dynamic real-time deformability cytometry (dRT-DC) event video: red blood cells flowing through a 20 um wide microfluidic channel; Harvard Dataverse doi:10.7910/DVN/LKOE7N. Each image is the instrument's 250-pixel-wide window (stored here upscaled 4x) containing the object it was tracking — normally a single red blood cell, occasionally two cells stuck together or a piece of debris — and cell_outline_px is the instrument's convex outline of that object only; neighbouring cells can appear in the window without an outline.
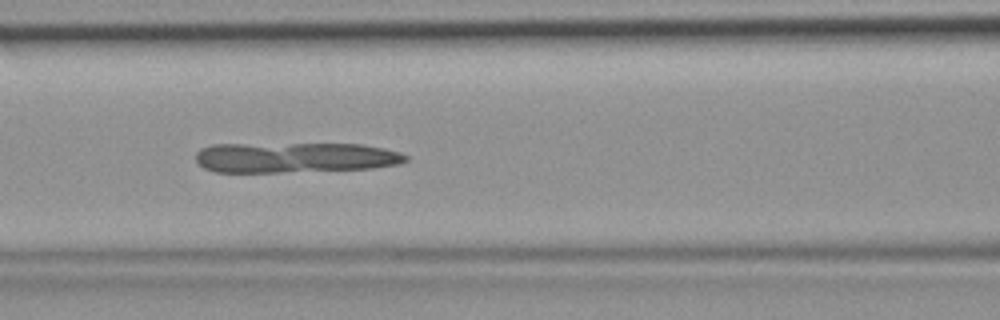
{"species": "common noctule bat (a hibernating species)", "species_latin": "Nyctalus noctula", "temperature_condition": "room temperature", "stored_images_in_passage": 33, "camera_frame_rate_fps": 3000, "um_per_image_px": 0.085, "animal": {"sex": "female", "body_mass_g": 19.9}, "frame": {"image": 1, "passage_image": 6, "time_ms": 1.667, "image_size_px": [1000, 320], "cell_outline_px": [[408, 160], [400, 164], [372, 168], [280, 172], [216, 172], [204, 168], [196, 160], [196, 152], [200, 148], [212, 144], [364, 144], [384, 148], [400, 152], [408, 156]], "centroid_in_image_um": [25.08, 13.38], "position_along_channel_um": 141.5, "area_um2": 37.22}}
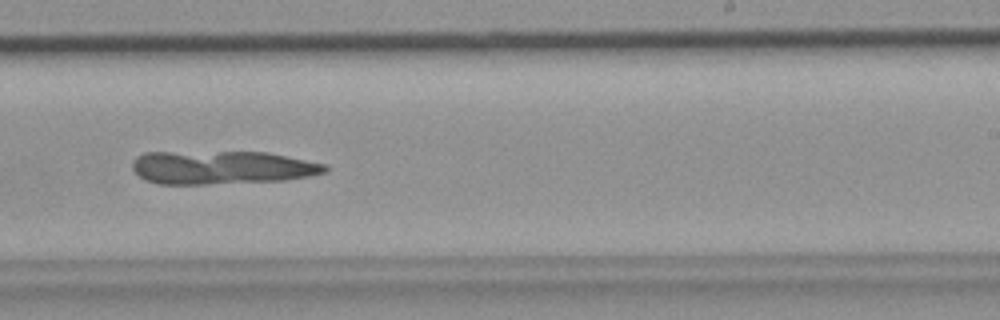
{"frame": {"image": 2, "passage_image": 15, "time_ms": 4.667, "image_size_px": [1000, 320], "cell_outline_px": [[328, 168], [324, 172], [308, 176], [284, 180], [204, 184], [160, 184], [144, 180], [132, 168], [132, 160], [136, 156], [144, 152], [268, 152], [324, 164]], "centroid_in_image_um": [18.79, 14.23], "position_along_channel_um": 270.2, "area_um2": 37.34}}